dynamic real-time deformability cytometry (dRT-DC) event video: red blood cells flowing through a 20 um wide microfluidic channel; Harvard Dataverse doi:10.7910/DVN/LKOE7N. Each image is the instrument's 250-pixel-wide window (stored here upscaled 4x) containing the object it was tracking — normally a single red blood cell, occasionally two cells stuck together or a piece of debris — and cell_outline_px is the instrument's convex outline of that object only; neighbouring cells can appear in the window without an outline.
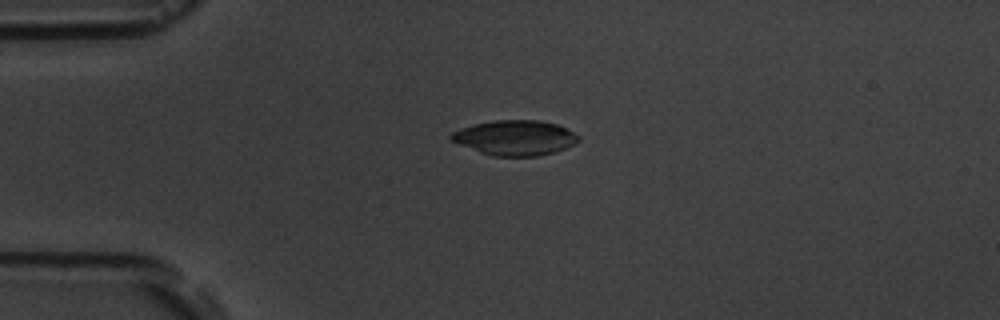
{"species": "common noctule bat (a hibernating species)", "species_latin": "Nyctalus noctula", "temperature_condition": "room temperature", "stored_images_in_passage": 4, "camera_frame_rate_fps": 3000, "um_per_image_px": 0.085, "animal": {"sex": "male", "body_mass_g": 19.5, "forearm_length_mm": 54.6}, "frame": {"image": 1, "passage_image": 4, "time_ms": 3.333, "image_size_px": [1000, 320], "cell_outline_px": [[580, 140], [576, 144], [556, 152], [536, 156], [492, 156], [480, 152], [460, 144], [452, 140], [448, 136], [452, 132], [460, 128], [472, 124], [496, 120], [540, 120], [556, 124], [580, 136]], "centroid_in_image_um": [43.79, 11.71], "position_along_channel_um": 41.2, "area_um2": 26.01}}